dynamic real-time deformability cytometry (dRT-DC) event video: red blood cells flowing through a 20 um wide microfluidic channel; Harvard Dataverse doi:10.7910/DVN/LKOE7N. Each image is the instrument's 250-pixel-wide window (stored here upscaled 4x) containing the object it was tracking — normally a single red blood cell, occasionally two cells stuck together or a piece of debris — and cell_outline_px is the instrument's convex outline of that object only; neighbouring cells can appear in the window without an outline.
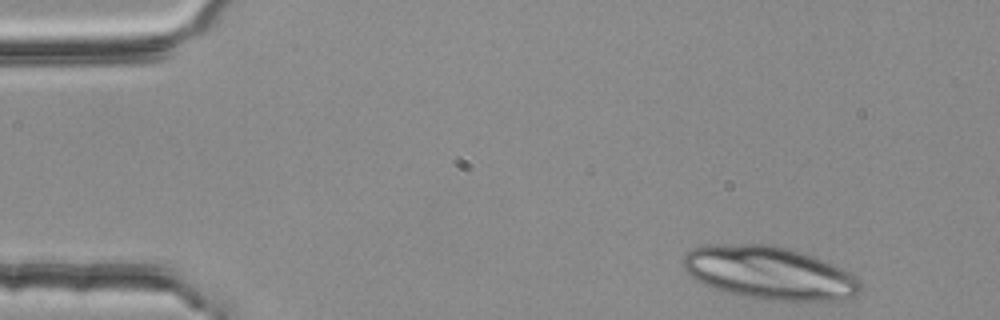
{"species": "common noctule bat (a hibernating species)", "species_latin": "Nyctalus noctula", "temperature_condition": "room temperature", "stored_images_in_passage": 5, "camera_frame_rate_fps": 3000, "um_per_image_px": 0.085, "animal": {"sex": "female", "body_mass_g": 25.1}, "frame": {"image": 1, "passage_image": 5, "time_ms": 1.333, "image_size_px": [1000, 320], "cell_outline_px": [[860, 292], [852, 296], [840, 300], [768, 300], [740, 296], [712, 288], [688, 276], [680, 264], [684, 256], [688, 252], [704, 244], [772, 244], [804, 252], [832, 264], [856, 276], [860, 280]], "centroid_in_image_um": [65.33, 23.19], "position_along_channel_um": 19.7, "area_um2": 54.97}}